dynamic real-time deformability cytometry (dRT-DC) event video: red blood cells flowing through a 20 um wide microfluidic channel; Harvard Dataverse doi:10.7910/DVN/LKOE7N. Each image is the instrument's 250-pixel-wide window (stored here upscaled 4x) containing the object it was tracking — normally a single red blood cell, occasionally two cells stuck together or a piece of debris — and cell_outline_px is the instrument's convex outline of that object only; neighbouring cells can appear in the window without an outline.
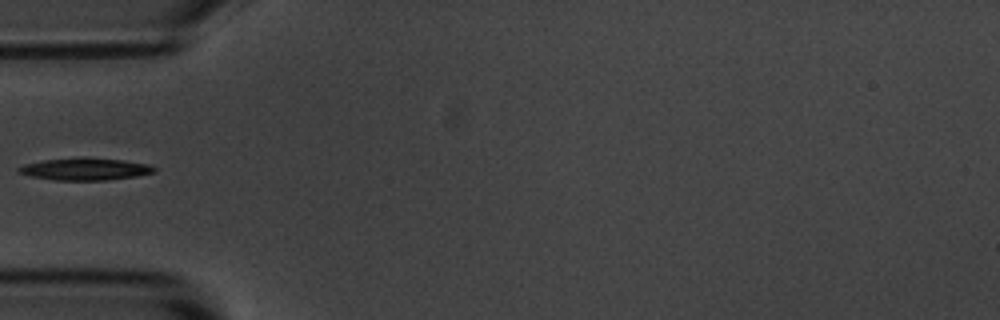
{"species": "common noctule bat (a hibernating species)", "species_latin": "Nyctalus noctula", "temperature_condition": "room temperature", "stored_images_in_passage": 4, "camera_frame_rate_fps": 3000, "um_per_image_px": 0.085, "animal": {"sex": "male", "body_mass_g": 20.1, "forearm_length_mm": 53.5}, "frame": {"image": 1, "passage_image": 3, "time_ms": 3.0, "image_size_px": [1000, 320], "cell_outline_px": [[156, 172], [136, 176], [108, 180], [56, 180], [32, 176], [20, 172], [16, 168], [24, 164], [44, 160], [124, 160], [148, 164], [156, 168]], "centroid_in_image_um": [7.28, 14.41], "position_along_channel_um": 77.7, "area_um2": 16.47}}